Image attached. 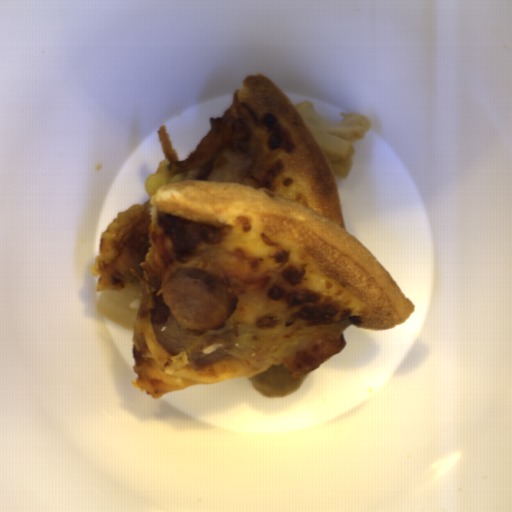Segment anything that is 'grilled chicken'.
Here are the masks:
<instances>
[{
    "instance_id": "1",
    "label": "grilled chicken",
    "mask_w": 512,
    "mask_h": 512,
    "mask_svg": "<svg viewBox=\"0 0 512 512\" xmlns=\"http://www.w3.org/2000/svg\"><path fill=\"white\" fill-rule=\"evenodd\" d=\"M152 221L144 217L124 230L109 277L119 290L126 284L140 285L137 314L141 318L150 315L153 326L167 324L174 316L164 298V287L178 260L173 240L163 232H151Z\"/></svg>"
},
{
    "instance_id": "4",
    "label": "grilled chicken",
    "mask_w": 512,
    "mask_h": 512,
    "mask_svg": "<svg viewBox=\"0 0 512 512\" xmlns=\"http://www.w3.org/2000/svg\"><path fill=\"white\" fill-rule=\"evenodd\" d=\"M346 346V341L340 333H328L315 341L303 351L294 354L284 365L287 374L294 380L311 373L328 359L338 354Z\"/></svg>"
},
{
    "instance_id": "3",
    "label": "grilled chicken",
    "mask_w": 512,
    "mask_h": 512,
    "mask_svg": "<svg viewBox=\"0 0 512 512\" xmlns=\"http://www.w3.org/2000/svg\"><path fill=\"white\" fill-rule=\"evenodd\" d=\"M220 280L233 295L249 294L267 287L272 275L268 267L247 258L226 254L218 260Z\"/></svg>"
},
{
    "instance_id": "2",
    "label": "grilled chicken",
    "mask_w": 512,
    "mask_h": 512,
    "mask_svg": "<svg viewBox=\"0 0 512 512\" xmlns=\"http://www.w3.org/2000/svg\"><path fill=\"white\" fill-rule=\"evenodd\" d=\"M212 128L192 154L182 162L167 165L170 177L181 175V180L209 181L213 162L223 148L250 153L254 165L243 181L259 178L265 158L264 143L244 120L230 111L220 117H211Z\"/></svg>"
}]
</instances>
